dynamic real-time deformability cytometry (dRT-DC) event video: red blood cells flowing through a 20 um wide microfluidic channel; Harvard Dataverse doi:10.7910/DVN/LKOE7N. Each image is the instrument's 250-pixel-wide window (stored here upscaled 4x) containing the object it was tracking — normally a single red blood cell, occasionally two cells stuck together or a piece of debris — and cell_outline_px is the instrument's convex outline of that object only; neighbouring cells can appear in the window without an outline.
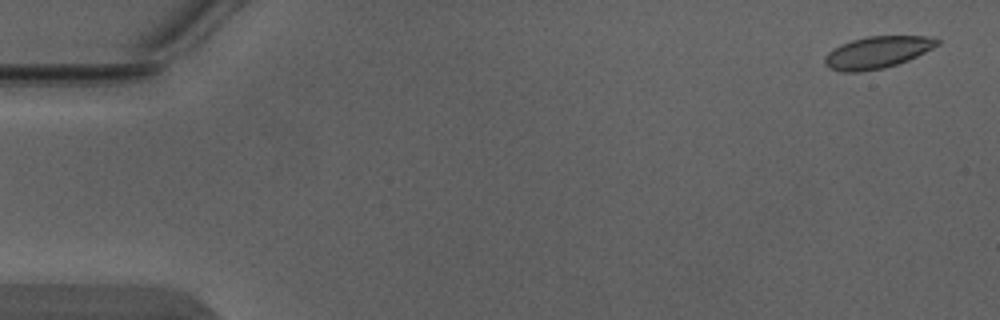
{"species": "Egyptian fruit bat (a non-hibernating species)", "species_latin": "Rousettus aegyptiacus", "temperature_condition": "warm", "stored_images_in_passage": 2, "camera_frame_rate_fps": 3000, "um_per_image_px": 0.085, "animal": {"sex": "male"}, "frame": {"image": 1, "passage_image": 1, "time_ms": 0.0, "image_size_px": [1000, 320], "cell_outline_px": [[940, 44], [908, 60], [884, 68], [860, 72], [840, 72], [828, 68], [824, 64], [824, 56], [832, 48], [840, 44], [852, 40], [868, 36], [928, 36], [940, 40]], "centroid_in_image_um": [74.51, 4.45], "position_along_channel_um": 10.5, "area_um2": 21.04}}